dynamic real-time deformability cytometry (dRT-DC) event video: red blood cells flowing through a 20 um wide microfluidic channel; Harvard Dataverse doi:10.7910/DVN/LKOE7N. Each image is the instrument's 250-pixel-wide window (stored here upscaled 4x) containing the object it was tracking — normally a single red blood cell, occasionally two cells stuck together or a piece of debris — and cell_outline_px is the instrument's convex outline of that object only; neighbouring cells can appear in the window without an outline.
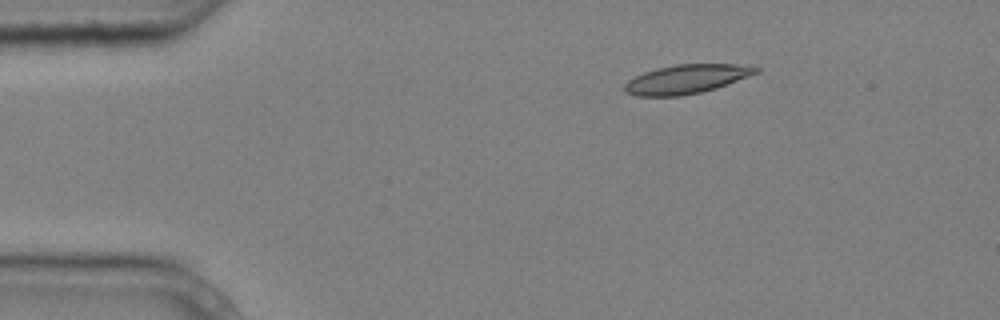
{"species": "common noctule bat (a hibernating species)", "species_latin": "Nyctalus noctula", "temperature_condition": "cold", "stored_images_in_passage": 3, "camera_frame_rate_fps": 3000, "um_per_image_px": 0.085, "animal": {"sex": "male", "body_mass_g": 20.4}, "frame": {"image": 1, "passage_image": 3, "time_ms": 0.667, "image_size_px": [1000, 320], "cell_outline_px": [[760, 72], [728, 84], [716, 88], [700, 92], [680, 96], [636, 96], [624, 92], [624, 84], [628, 80], [644, 72], [656, 68], [676, 64], [752, 64], [760, 68]], "centroid_in_image_um": [58.39, 6.71], "position_along_channel_um": 26.6, "area_um2": 22.43}}